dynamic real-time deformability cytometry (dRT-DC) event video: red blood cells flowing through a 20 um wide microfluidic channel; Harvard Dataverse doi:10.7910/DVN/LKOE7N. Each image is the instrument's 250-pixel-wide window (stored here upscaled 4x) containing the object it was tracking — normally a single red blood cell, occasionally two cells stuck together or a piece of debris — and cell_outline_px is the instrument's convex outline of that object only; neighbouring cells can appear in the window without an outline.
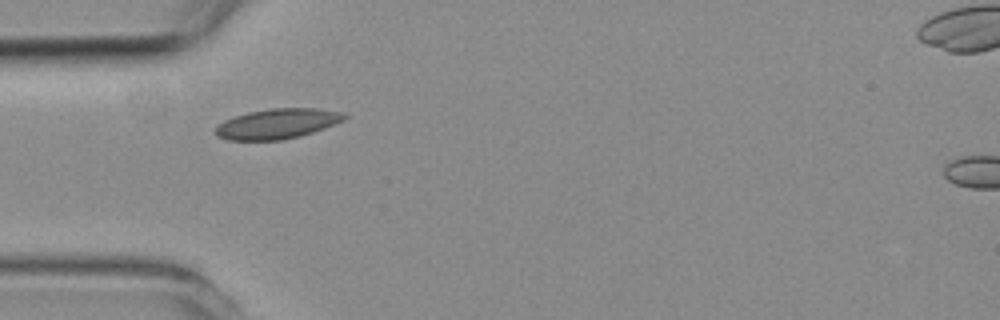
{"species": "common noctule bat (a hibernating species)", "species_latin": "Nyctalus noctula", "temperature_condition": "room temperature", "stored_images_in_passage": 2, "camera_frame_rate_fps": 3000, "um_per_image_px": 0.085, "animal": {"sex": "female", "body_mass_g": 19.3, "forearm_length_mm": 54.1}, "frame": {"image": 1, "passage_image": 1, "time_ms": 0.0, "image_size_px": [1000, 320], "cell_outline_px": [[348, 116], [344, 120], [324, 128], [300, 136], [280, 140], [228, 140], [220, 136], [216, 132], [216, 124], [224, 120], [248, 112], [272, 108], [320, 108], [340, 112]], "centroid_in_image_um": [23.58, 10.51], "position_along_channel_um": 61.4, "area_um2": 22.43}}
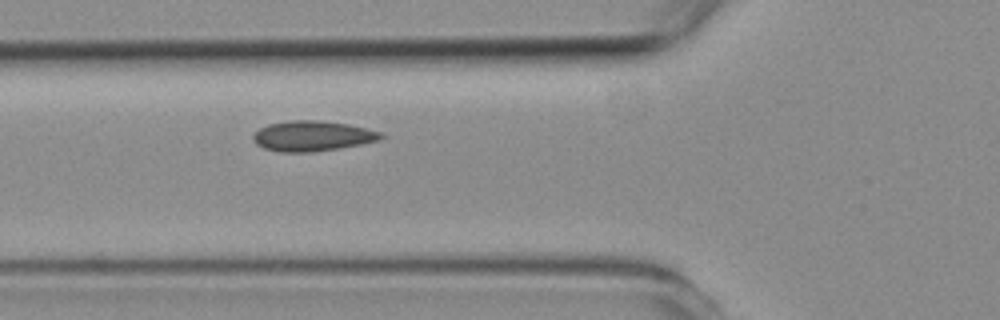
{"frame": {"image": 2, "passage_image": 2, "time_ms": 1.0, "image_size_px": [1000, 320], "cell_outline_px": [[384, 136], [380, 140], [340, 148], [312, 152], [280, 152], [264, 148], [256, 144], [252, 136], [260, 128], [268, 124], [288, 120], [316, 120], [348, 124], [380, 132]], "centroid_in_image_um": [26.53, 11.56], "position_along_channel_um": 99.3, "area_um2": 22.43}}